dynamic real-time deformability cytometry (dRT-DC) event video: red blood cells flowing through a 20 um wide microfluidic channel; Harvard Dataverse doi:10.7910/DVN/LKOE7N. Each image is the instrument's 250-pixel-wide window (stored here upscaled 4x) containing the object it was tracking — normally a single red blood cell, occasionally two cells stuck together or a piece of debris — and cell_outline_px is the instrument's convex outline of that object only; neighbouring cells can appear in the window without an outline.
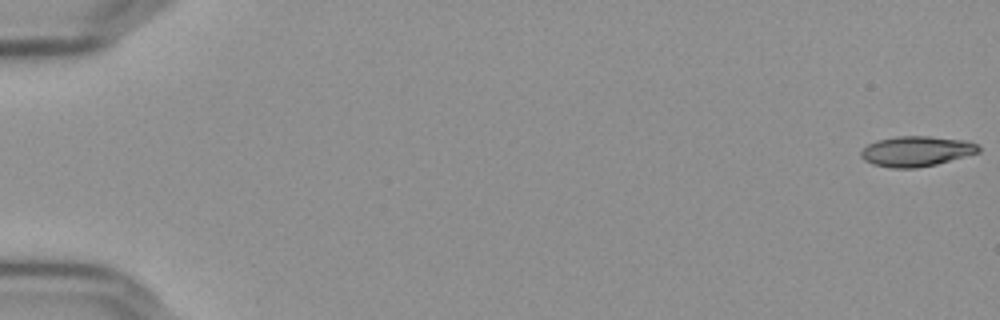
{"species": "Egyptian fruit bat (a non-hibernating species)", "species_latin": "Rousettus aegyptiacus", "temperature_condition": "cold", "stored_images_in_passage": 57, "camera_frame_rate_fps": 3000, "um_per_image_px": 0.085, "frame": {"image": 1, "passage_image": 1, "time_ms": 0.0, "image_size_px": [1000, 320], "cell_outline_px": [[980, 152], [936, 164], [916, 168], [892, 168], [872, 164], [864, 160], [860, 156], [860, 152], [868, 144], [876, 140], [896, 136], [928, 136], [968, 140], [976, 144], [980, 148]], "centroid_in_image_um": [77.88, 12.85], "position_along_channel_um": 7.1, "area_um2": 20.81}}
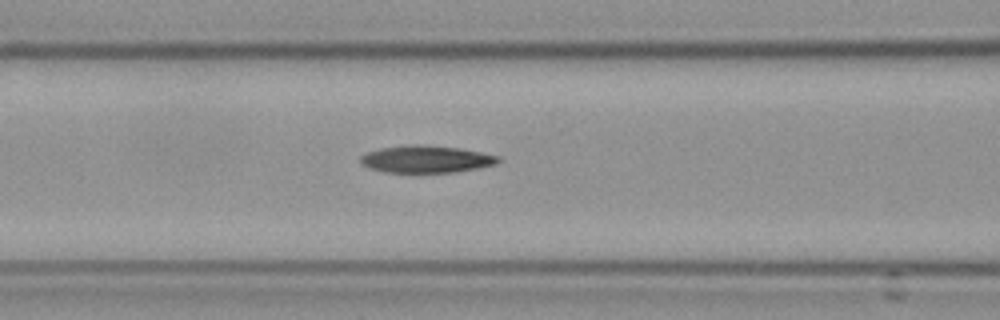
{"frame": {"image": 2, "passage_image": 25, "time_ms": 8.0, "image_size_px": [1000, 320], "cell_outline_px": [[500, 160], [496, 164], [480, 168], [456, 172], [384, 172], [368, 168], [360, 164], [360, 156], [368, 152], [380, 148], [412, 144], [420, 144], [460, 148], [500, 156]], "centroid_in_image_um": [36.22, 13.53], "position_along_channel_um": 130.4, "area_um2": 21.96}}
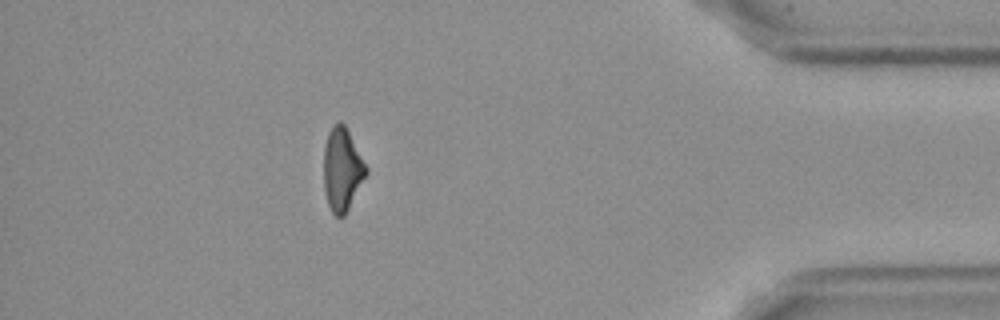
{"frame": {"image": 3, "passage_image": 51, "time_ms": 16.667, "image_size_px": [1000, 320], "cell_outline_px": [[368, 172], [344, 216], [336, 216], [332, 212], [328, 204], [324, 188], [324, 148], [328, 132], [332, 124], [340, 120], [344, 124], [368, 168]], "centroid_in_image_um": [29.07, 14.37], "position_along_channel_um": 406.1, "area_um2": 20.35}}